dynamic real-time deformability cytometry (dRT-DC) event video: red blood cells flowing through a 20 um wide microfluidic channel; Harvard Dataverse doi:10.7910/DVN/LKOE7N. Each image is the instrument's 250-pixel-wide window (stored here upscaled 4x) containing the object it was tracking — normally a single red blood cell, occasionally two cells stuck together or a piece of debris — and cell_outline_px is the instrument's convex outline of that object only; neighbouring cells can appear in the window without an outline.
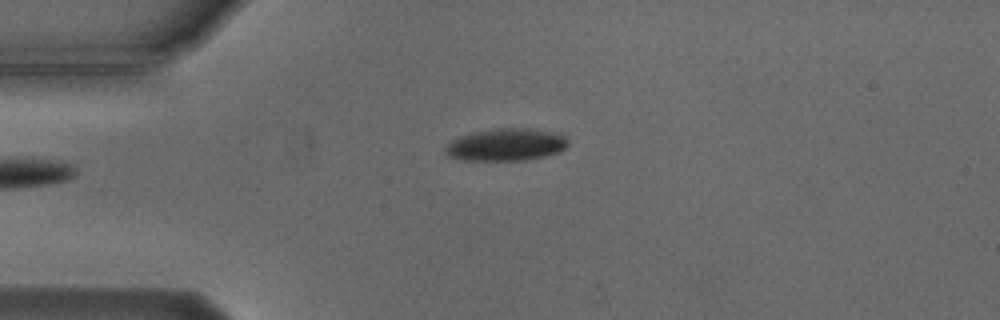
{"species": "Egyptian fruit bat (a non-hibernating species)", "species_latin": "Rousettus aegyptiacus", "temperature_condition": "cold", "stored_images_in_passage": 6, "camera_frame_rate_fps": 3000, "um_per_image_px": 0.085, "animal": {"sex": "male"}, "frame": {"image": 1, "passage_image": 6, "time_ms": 6.0, "image_size_px": [1000, 320], "cell_outline_px": [[568, 144], [560, 152], [544, 156], [524, 160], [464, 160], [444, 156], [444, 148], [452, 140], [460, 136], [472, 132], [496, 128], [524, 128], [548, 132], [564, 136], [568, 140]], "centroid_in_image_um": [42.95, 12.31], "position_along_channel_um": 42.1, "area_um2": 23.0}}